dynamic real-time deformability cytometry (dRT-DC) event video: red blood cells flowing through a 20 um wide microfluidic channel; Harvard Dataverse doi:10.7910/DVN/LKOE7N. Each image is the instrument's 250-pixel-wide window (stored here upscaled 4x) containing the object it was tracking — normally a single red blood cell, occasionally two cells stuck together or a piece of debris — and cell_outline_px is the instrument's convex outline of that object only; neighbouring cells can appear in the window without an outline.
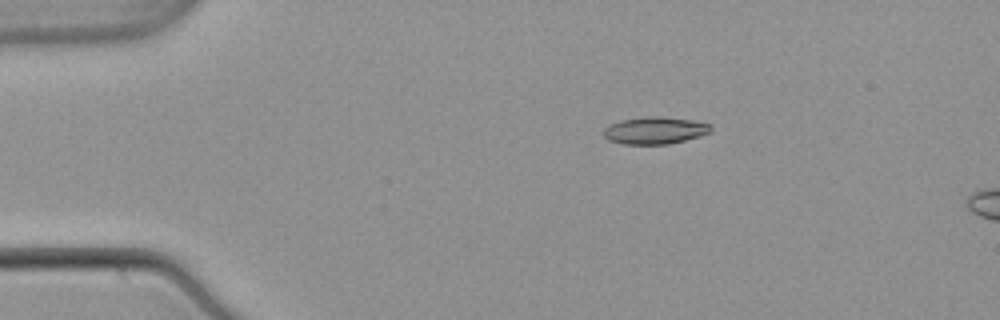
{"species": "common noctule bat (a hibernating species)", "species_latin": "Nyctalus noctula", "temperature_condition": "warm", "stored_images_in_passage": 44, "camera_frame_rate_fps": 3000, "um_per_image_px": 0.085, "animal": {"sex": "male", "body_mass_g": 21.5, "forearm_length_mm": 52.0}, "frame": {"image": 1, "passage_image": 1, "time_ms": 0.0, "image_size_px": [1000, 320], "cell_outline_px": [[712, 132], [700, 136], [668, 144], [624, 144], [608, 140], [604, 136], [604, 128], [608, 124], [620, 120], [648, 116], [660, 116], [692, 120], [712, 124]], "centroid_in_image_um": [55.67, 11.08], "position_along_channel_um": 29.3, "area_um2": 17.11}}
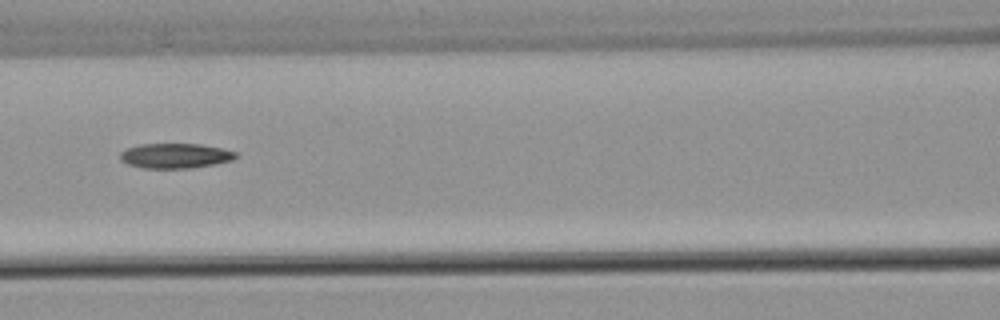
{"frame": {"image": 2, "passage_image": 15, "time_ms": 4.667, "image_size_px": [1000, 320], "cell_outline_px": [[236, 156], [232, 160], [216, 164], [192, 168], [144, 168], [128, 164], [120, 160], [120, 152], [128, 148], [140, 144], [200, 144], [224, 148], [236, 152]], "centroid_in_image_um": [14.91, 13.24], "position_along_channel_um": 151.7, "area_um2": 16.82}}
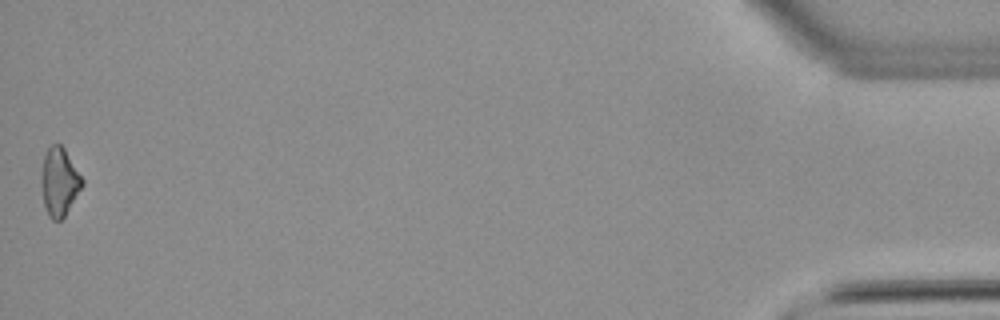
{"frame": {"image": 3, "passage_image": 44, "time_ms": 14.333, "image_size_px": [1000, 320], "cell_outline_px": [[84, 184], [64, 216], [60, 220], [52, 220], [48, 216], [44, 204], [40, 184], [40, 180], [44, 156], [48, 148], [52, 144], [60, 144], [64, 148], [84, 180]], "centroid_in_image_um": [5.03, 15.46], "position_along_channel_um": 430.2, "area_um2": 16.18}}